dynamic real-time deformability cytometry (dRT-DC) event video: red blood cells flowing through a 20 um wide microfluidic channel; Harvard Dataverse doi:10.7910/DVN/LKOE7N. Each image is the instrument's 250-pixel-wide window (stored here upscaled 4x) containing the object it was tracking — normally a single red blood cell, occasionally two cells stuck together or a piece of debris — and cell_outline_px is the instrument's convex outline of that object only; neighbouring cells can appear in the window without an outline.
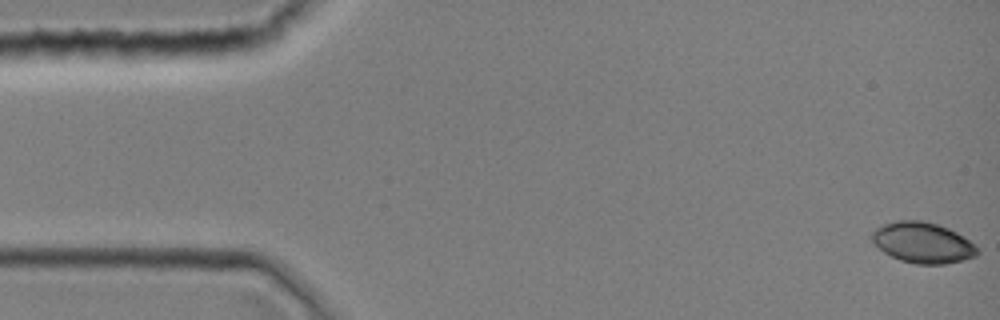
{"species": "common noctule bat (a hibernating species)", "species_latin": "Nyctalus noctula", "temperature_condition": "room temperature", "stored_images_in_passage": 41, "camera_frame_rate_fps": 3000, "um_per_image_px": 0.085, "animal": {"sex": "female", "body_mass_g": 19.0, "forearm_length_mm": 51.5}, "frame": {"image": 1, "passage_image": 1, "time_ms": 0.0, "image_size_px": [1000, 320], "cell_outline_px": [[980, 252], [976, 256], [964, 260], [944, 264], [916, 264], [900, 260], [884, 252], [872, 240], [872, 232], [876, 228], [884, 224], [896, 220], [924, 220], [948, 228], [956, 232], [968, 240]], "centroid_in_image_um": [78.43, 20.62], "position_along_channel_um": 6.6, "area_um2": 24.8}}
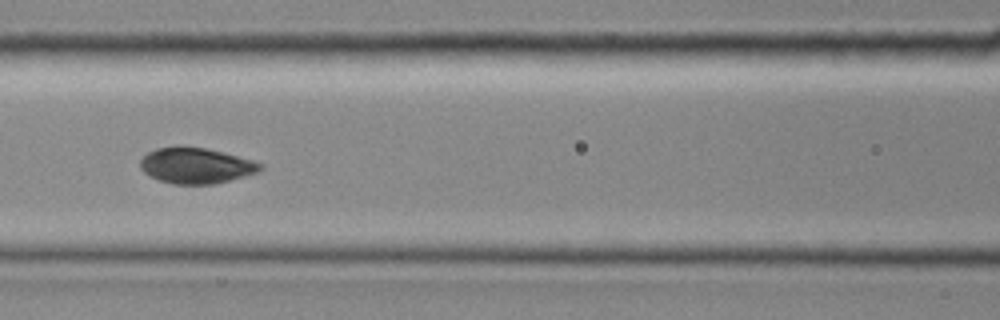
{"frame": {"image": 2, "passage_image": 18, "time_ms": 5.667, "image_size_px": [1000, 320], "cell_outline_px": [[264, 168], [256, 172], [244, 176], [216, 184], [172, 184], [160, 180], [144, 172], [140, 168], [140, 160], [148, 152], [156, 148], [180, 144], [204, 148], [252, 160], [264, 164]], "centroid_in_image_um": [16.63, 14.06], "position_along_channel_um": 150.0, "area_um2": 25.09}}
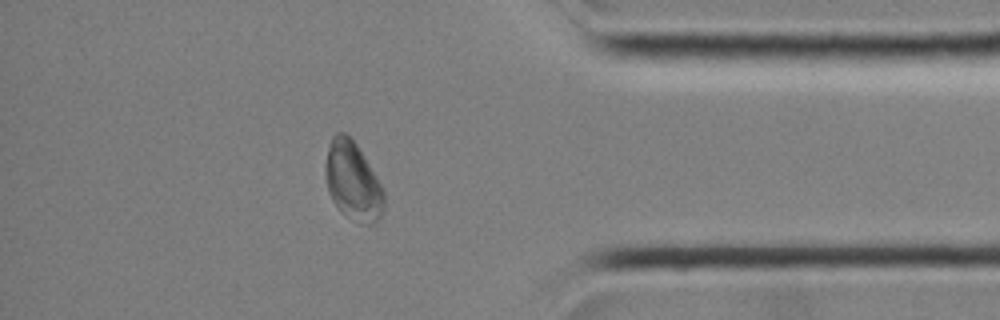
{"frame": {"image": 3, "passage_image": 35, "time_ms": 11.333, "image_size_px": [1000, 320], "cell_outline_px": [[384, 212], [376, 224], [360, 224], [344, 216], [340, 212], [332, 200], [328, 192], [324, 176], [324, 164], [328, 148], [332, 136], [336, 132], [344, 132], [352, 136], [384, 188]], "centroid_in_image_um": [29.99, 15.41], "position_along_channel_um": 405.2, "area_um2": 27.69}}